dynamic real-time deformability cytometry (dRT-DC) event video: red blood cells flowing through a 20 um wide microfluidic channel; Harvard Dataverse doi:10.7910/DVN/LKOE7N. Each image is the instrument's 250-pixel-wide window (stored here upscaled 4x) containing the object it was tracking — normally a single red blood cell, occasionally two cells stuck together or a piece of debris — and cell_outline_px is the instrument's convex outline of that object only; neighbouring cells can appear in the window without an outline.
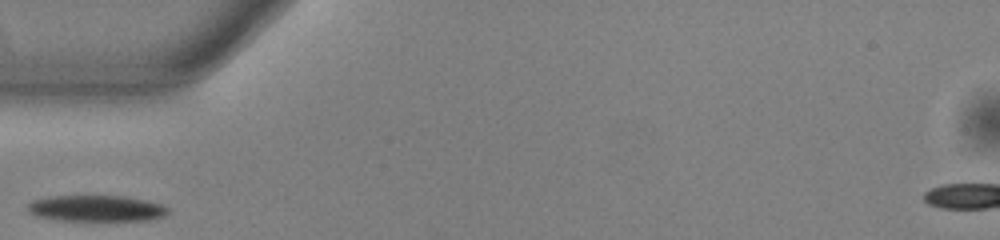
{"species": "common noctule bat (a hibernating species)", "species_latin": "Nyctalus noctula", "temperature_condition": "warm", "stored_images_in_passage": 1, "camera_frame_rate_fps": 3000, "um_per_image_px": 0.085, "animal": {"sex": "male", "body_mass_g": 13.0, "forearm_length_mm": 53.1}, "frame": {"image": 1, "passage_image": 1, "time_ms": 0.0, "image_size_px": [1000, 240], "cell_outline_px": [[168, 212], [164, 216], [152, 220], [56, 220], [36, 216], [28, 212], [24, 208], [32, 200], [52, 196], [120, 196], [160, 204], [168, 208]], "centroid_in_image_um": [8.1, 17.72], "position_along_channel_um": 76.9, "area_um2": 21.21}}